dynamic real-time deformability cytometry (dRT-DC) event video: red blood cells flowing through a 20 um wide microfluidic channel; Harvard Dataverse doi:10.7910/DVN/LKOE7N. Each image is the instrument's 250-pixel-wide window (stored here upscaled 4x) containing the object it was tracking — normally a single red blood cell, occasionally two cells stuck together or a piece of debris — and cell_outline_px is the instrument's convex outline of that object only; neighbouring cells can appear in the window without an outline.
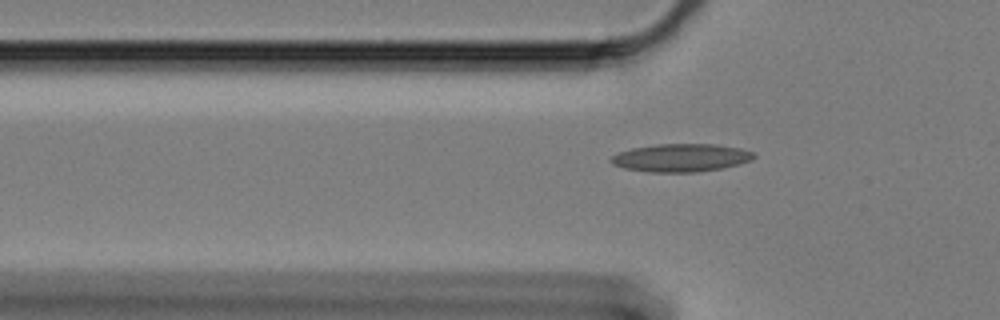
{"species": "Egyptian fruit bat (a non-hibernating species)", "species_latin": "Rousettus aegyptiacus", "temperature_condition": "cold", "stored_images_in_passage": 44, "camera_frame_rate_fps": 3000, "um_per_image_px": 0.085, "animal": {"sex": "female"}, "frame": {"image": 1, "passage_image": 10, "time_ms": 3.0, "image_size_px": [1000, 320], "cell_outline_px": [[756, 156], [752, 160], [720, 168], [696, 172], [648, 172], [624, 168], [612, 164], [608, 160], [612, 156], [620, 152], [632, 148], [656, 144], [716, 144], [740, 148], [752, 152]], "centroid_in_image_um": [57.85, 13.4], "position_along_channel_um": 68.0, "area_um2": 23.18}}
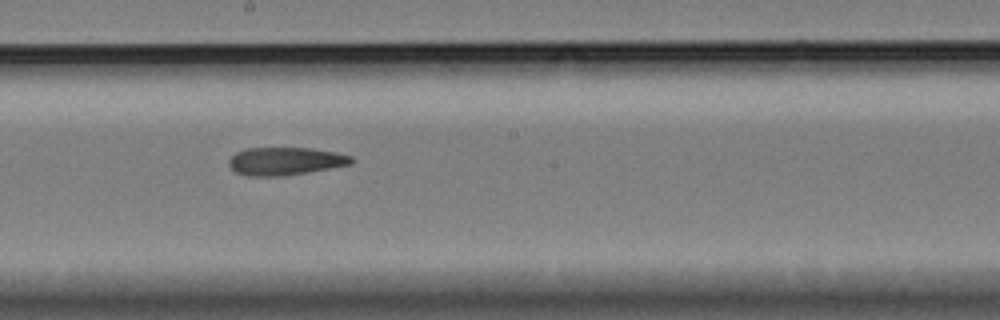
{"frame": {"image": 2, "passage_image": 24, "time_ms": 7.667, "image_size_px": [1000, 320], "cell_outline_px": [[356, 160], [352, 164], [308, 172], [280, 176], [248, 176], [236, 172], [228, 164], [228, 160], [236, 152], [248, 148], [312, 148], [336, 152], [352, 156]], "centroid_in_image_um": [24.28, 13.69], "position_along_channel_um": 223.9, "area_um2": 19.94}}
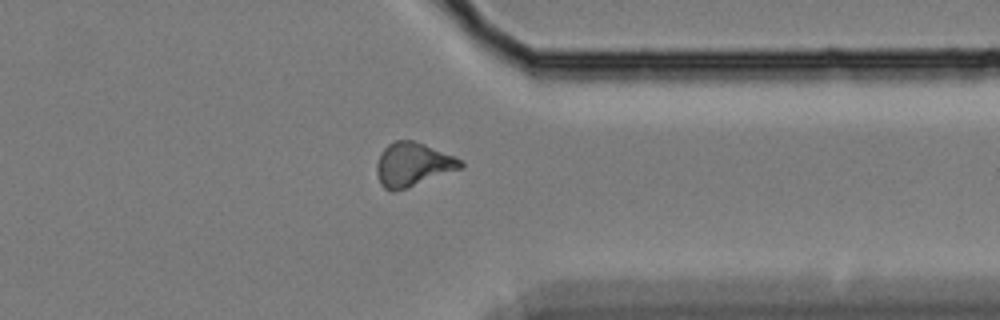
{"frame": {"image": 3, "passage_image": 38, "time_ms": 12.333, "image_size_px": [1000, 320], "cell_outline_px": [[464, 168], [392, 192], [384, 188], [380, 184], [376, 172], [376, 164], [380, 152], [388, 144], [396, 140], [412, 140], [424, 144], [452, 156], [460, 160], [464, 164]], "centroid_in_image_um": [35.05, 13.98], "position_along_channel_um": 376.3, "area_um2": 21.15}}